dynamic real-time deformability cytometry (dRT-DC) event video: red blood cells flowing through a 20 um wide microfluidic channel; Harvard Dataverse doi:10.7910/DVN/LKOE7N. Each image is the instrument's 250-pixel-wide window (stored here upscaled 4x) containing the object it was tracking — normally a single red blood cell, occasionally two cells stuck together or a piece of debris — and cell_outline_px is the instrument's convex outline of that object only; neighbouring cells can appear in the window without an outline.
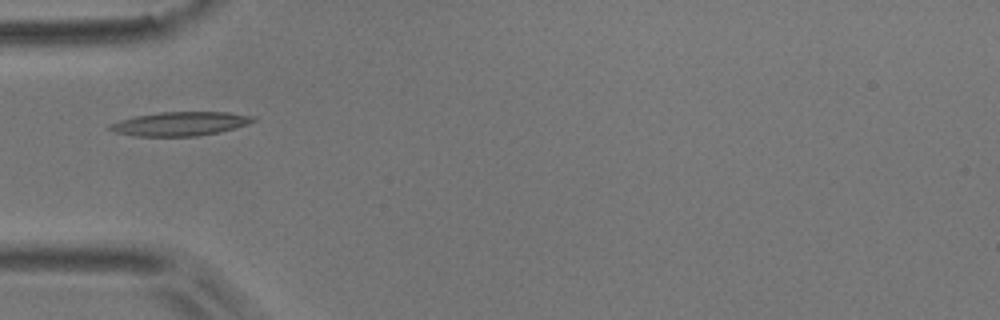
{"species": "common noctule bat (a hibernating species)", "species_latin": "Nyctalus noctula", "temperature_condition": "room temperature", "stored_images_in_passage": 5, "camera_frame_rate_fps": 3000, "um_per_image_px": 0.085, "animal": {"sex": "male", "body_mass_g": 17.9}, "frame": {"image": 1, "passage_image": 3, "time_ms": 0.667, "image_size_px": [1000, 320], "cell_outline_px": [[256, 120], [248, 124], [220, 132], [196, 136], [136, 136], [112, 132], [104, 128], [108, 124], [120, 120], [136, 116], [160, 112], [228, 112], [256, 116]], "centroid_in_image_um": [15.28, 10.52], "position_along_channel_um": 69.7, "area_um2": 20.17}}
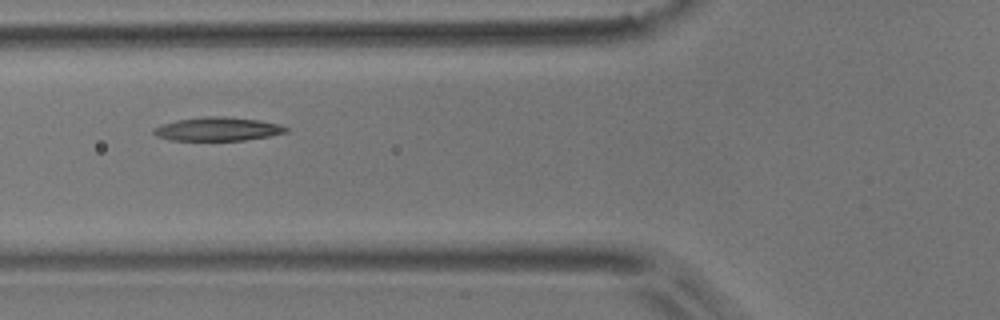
{"frame": {"image": 2, "passage_image": 4, "time_ms": 1.0, "image_size_px": [1000, 320], "cell_outline_px": [[288, 132], [268, 136], [244, 140], [168, 140], [156, 136], [152, 132], [152, 128], [176, 120], [204, 116], [224, 116], [260, 120], [280, 124], [288, 128]], "centroid_in_image_um": [18.49, 10.96], "position_along_channel_um": 107.3, "area_um2": 18.26}}
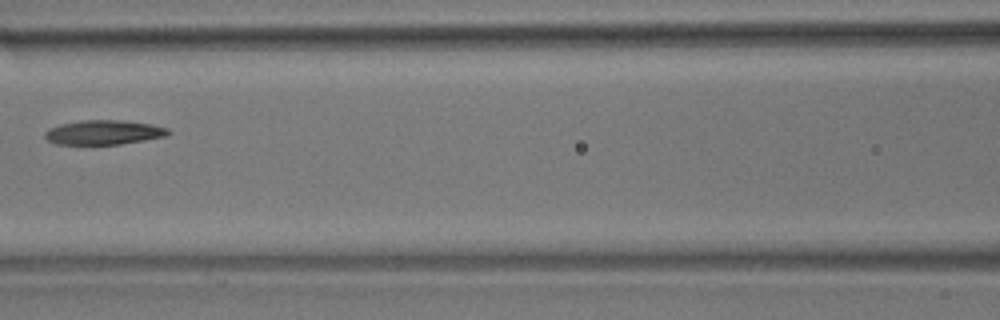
{"frame": {"image": 3, "passage_image": 5, "time_ms": 1.333, "image_size_px": [1000, 320], "cell_outline_px": [[172, 132], [164, 136], [144, 140], [120, 144], [56, 144], [48, 140], [44, 136], [44, 132], [48, 128], [60, 124], [84, 120], [124, 120], [148, 124], [168, 128]], "centroid_in_image_um": [8.79, 11.25], "position_along_channel_um": 157.8, "area_um2": 17.46}}